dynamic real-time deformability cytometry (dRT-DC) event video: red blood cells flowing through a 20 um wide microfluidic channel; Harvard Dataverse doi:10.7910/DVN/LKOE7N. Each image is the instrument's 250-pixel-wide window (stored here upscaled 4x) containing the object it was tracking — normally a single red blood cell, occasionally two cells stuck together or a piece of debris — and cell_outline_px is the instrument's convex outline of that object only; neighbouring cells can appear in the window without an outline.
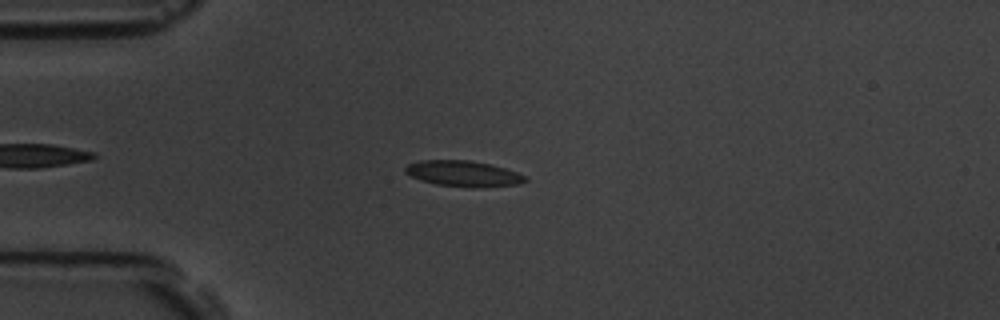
{"species": "common noctule bat (a hibernating species)", "species_latin": "Nyctalus noctula", "temperature_condition": "room temperature", "stored_images_in_passage": 8, "camera_frame_rate_fps": 3000, "um_per_image_px": 0.085, "animal": {"sex": "male", "body_mass_g": 19.5, "forearm_length_mm": 54.6}, "frame": {"image": 1, "passage_image": 4, "time_ms": 3.333, "image_size_px": [1000, 320], "cell_outline_px": [[528, 180], [516, 184], [480, 188], [472, 188], [436, 184], [420, 180], [404, 172], [404, 168], [408, 164], [420, 160], [468, 160], [488, 164], [504, 168], [528, 176]], "centroid_in_image_um": [39.38, 14.76], "position_along_channel_um": 45.6, "area_um2": 18.03}}
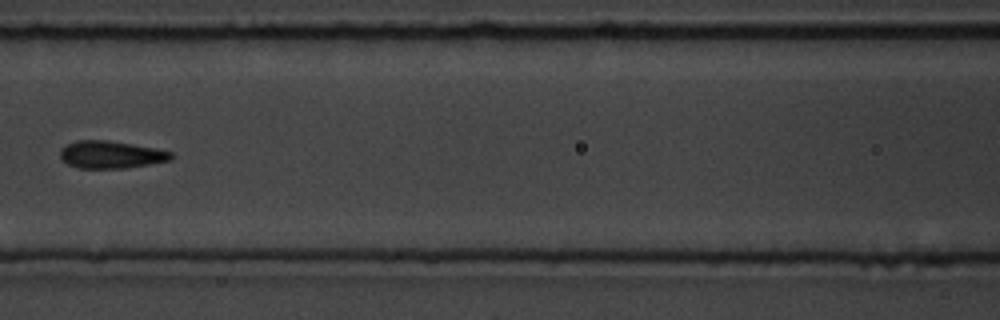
{"frame": {"image": 2, "passage_image": 7, "time_ms": 7.0, "image_size_px": [1000, 320], "cell_outline_px": [[172, 160], [124, 168], [80, 168], [68, 164], [60, 156], [60, 148], [76, 140], [108, 140], [156, 148], [172, 152]], "centroid_in_image_um": [9.43, 13.13], "position_along_channel_um": 157.2, "area_um2": 17.63}}
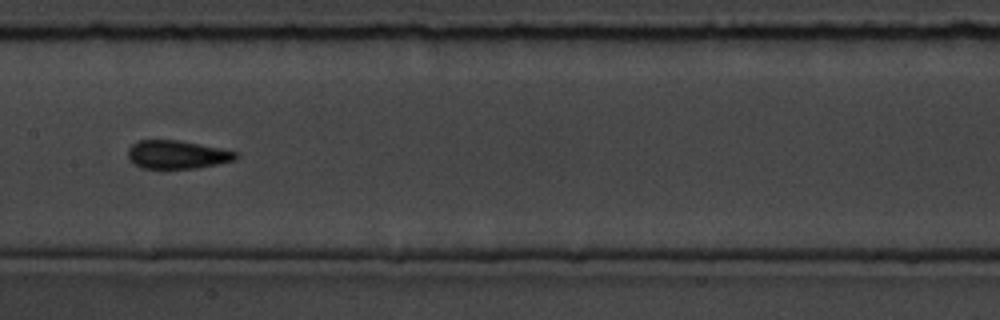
{"frame": {"image": 3, "passage_image": 8, "time_ms": 8.0, "image_size_px": [1000, 320], "cell_outline_px": [[240, 156], [236, 160], [196, 168], [140, 168], [132, 164], [128, 156], [128, 148], [132, 144], [140, 140], [180, 140], [240, 152]], "centroid_in_image_um": [15.07, 13.14], "position_along_channel_um": 192.3, "area_um2": 17.98}}